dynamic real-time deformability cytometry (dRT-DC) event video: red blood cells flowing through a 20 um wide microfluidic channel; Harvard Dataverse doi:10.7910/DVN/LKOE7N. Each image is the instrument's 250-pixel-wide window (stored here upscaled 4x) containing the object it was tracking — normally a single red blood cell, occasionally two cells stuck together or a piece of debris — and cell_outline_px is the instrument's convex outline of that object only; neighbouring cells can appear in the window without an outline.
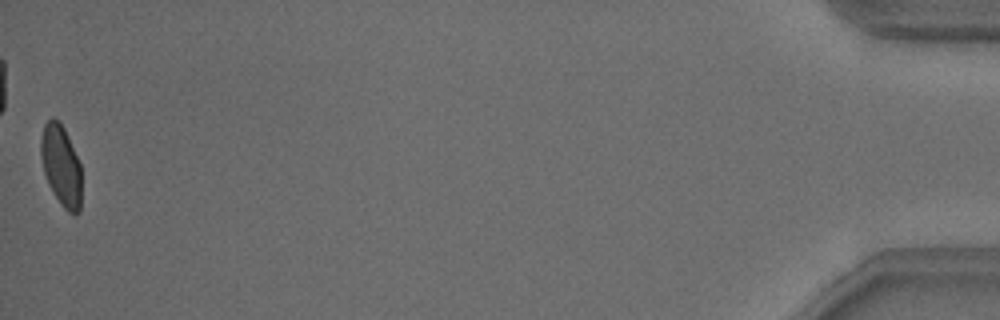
{"species": "common noctule bat (a hibernating species)", "species_latin": "Nyctalus noctula", "temperature_condition": "warm", "stored_images_in_passage": 51, "camera_frame_rate_fps": 3000, "um_per_image_px": 0.085, "animal": {"sex": "male", "body_mass_g": 18.8}, "frame": {"image": 1, "passage_image": 51, "time_ms": 16.667, "image_size_px": [1000, 320], "cell_outline_px": [[80, 212], [76, 216], [68, 212], [60, 204], [52, 192], [48, 184], [44, 172], [40, 156], [40, 140], [44, 124], [52, 116], [60, 120], [64, 128], [80, 164]], "centroid_in_image_um": [5.17, 14.07], "position_along_channel_um": 430.0, "area_um2": 19.31}, "authors_computed_cell_mechanics": {"area_um2": 20.1722, "velocity_mm_per_s": 3.834, "shape_relaxation_time_tau1_ms": 3.5658, "shape_relaxation_time_tau2_ms": null, "deformation_change_tau1": 0.1013, "deformation_change_tau2": null}}